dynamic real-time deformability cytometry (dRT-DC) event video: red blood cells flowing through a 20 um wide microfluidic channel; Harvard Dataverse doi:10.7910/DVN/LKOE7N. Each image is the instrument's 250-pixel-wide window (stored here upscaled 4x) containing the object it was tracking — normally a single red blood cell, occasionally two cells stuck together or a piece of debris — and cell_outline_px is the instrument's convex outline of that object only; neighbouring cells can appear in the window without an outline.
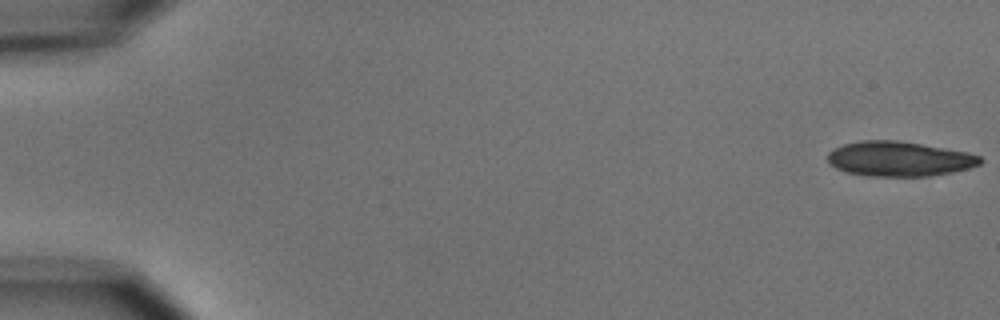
{"species": "common noctule bat (a hibernating species)", "species_latin": "Nyctalus noctula", "temperature_condition": "cold", "stored_images_in_passage": 6, "camera_frame_rate_fps": 3000, "um_per_image_px": 0.085, "animal": {"sex": "male", "body_mass_g": 15.6}, "frame": {"image": 1, "passage_image": 1, "time_ms": 0.0, "image_size_px": [1000, 320], "cell_outline_px": [[984, 160], [980, 164], [968, 168], [952, 172], [928, 176], [868, 176], [848, 172], [836, 168], [828, 164], [828, 152], [844, 144], [860, 140], [896, 140], [968, 152], [980, 156]], "centroid_in_image_um": [76.43, 13.5], "position_along_channel_um": 8.6, "area_um2": 30.87}}